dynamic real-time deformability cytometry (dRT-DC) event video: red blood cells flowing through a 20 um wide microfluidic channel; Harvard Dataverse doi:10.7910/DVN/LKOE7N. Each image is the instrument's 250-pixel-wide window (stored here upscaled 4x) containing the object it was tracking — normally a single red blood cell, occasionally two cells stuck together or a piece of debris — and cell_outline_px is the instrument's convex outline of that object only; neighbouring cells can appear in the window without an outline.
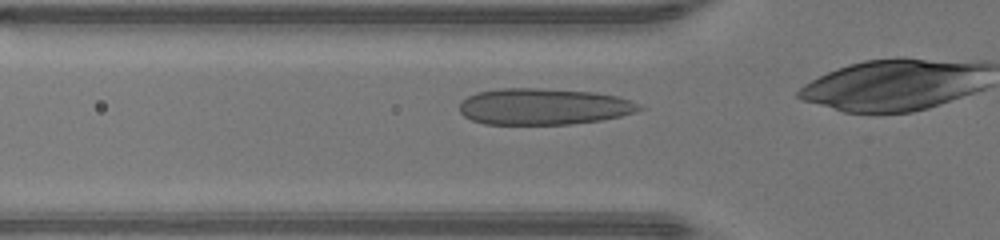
{"species": "human", "species_latin": "Homo sapiens", "temperature_condition": "warm", "stored_images_in_passage": 28, "camera_frame_rate_fps": 3000, "um_per_image_px": 0.085, "donor": {"sex": "male"}, "frame": {"image": 1, "passage_image": 7, "time_ms": 2.0, "image_size_px": [1000, 240], "cell_outline_px": [[648, 108], [620, 116], [600, 120], [568, 124], [484, 124], [472, 120], [464, 116], [460, 112], [460, 104], [468, 96], [476, 92], [500, 88], [536, 88], [596, 92], [616, 96], [640, 104]], "centroid_in_image_um": [46.21, 9.05], "position_along_channel_um": 79.6, "area_um2": 38.09}}
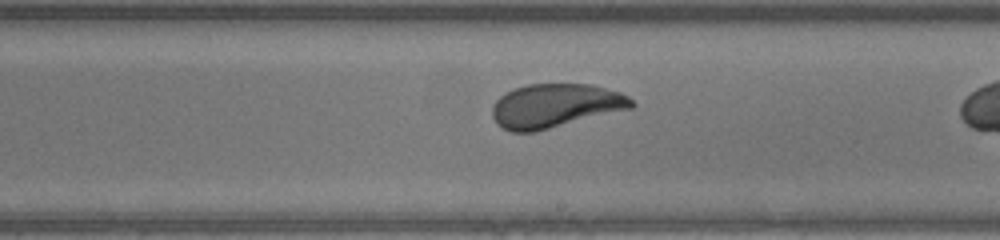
{"frame": {"image": 2, "passage_image": 18, "time_ms": 5.667, "image_size_px": [1000, 240], "cell_outline_px": [[636, 104], [632, 108], [536, 132], [512, 132], [496, 124], [492, 116], [492, 104], [504, 92], [512, 88], [528, 84], [592, 84], [620, 92], [628, 96]], "centroid_in_image_um": [47.18, 8.99], "position_along_channel_um": 241.8, "area_um2": 35.95}}
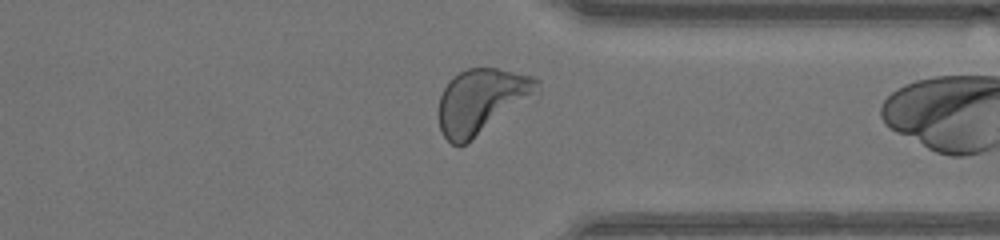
{"frame": {"image": 3, "passage_image": 27, "time_ms": 8.667, "image_size_px": [1000, 240], "cell_outline_px": [[540, 84], [532, 92], [464, 144], [452, 144], [440, 132], [436, 112], [440, 96], [448, 80], [460, 72], [468, 68], [496, 68], [532, 76], [540, 80]], "centroid_in_image_um": [40.75, 8.54], "position_along_channel_um": 370.7, "area_um2": 35.32}}